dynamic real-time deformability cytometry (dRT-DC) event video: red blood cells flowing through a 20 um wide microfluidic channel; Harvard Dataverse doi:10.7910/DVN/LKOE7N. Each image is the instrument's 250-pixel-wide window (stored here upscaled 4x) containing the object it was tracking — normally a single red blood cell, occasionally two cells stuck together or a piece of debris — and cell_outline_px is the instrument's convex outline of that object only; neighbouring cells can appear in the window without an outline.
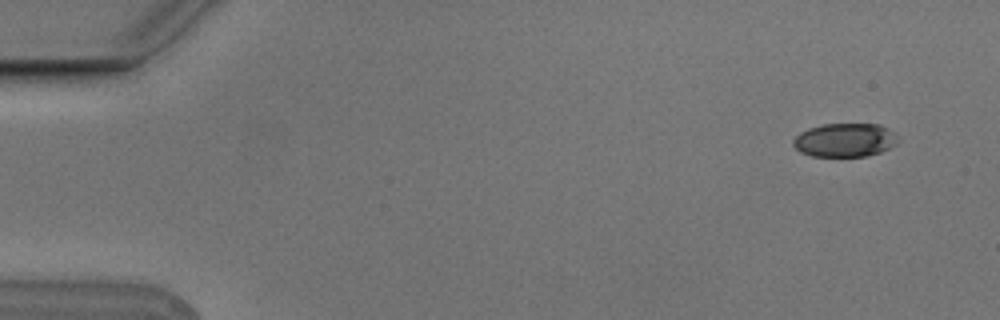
{"species": "Egyptian fruit bat (a non-hibernating species)", "species_latin": "Rousettus aegyptiacus", "temperature_condition": "cold", "stored_images_in_passage": 6, "camera_frame_rate_fps": 3000, "um_per_image_px": 0.085, "animal": {"sex": "male"}, "frame": {"image": 1, "passage_image": 1, "time_ms": 0.0, "image_size_px": [1000, 320], "cell_outline_px": [[900, 140], [896, 144], [880, 152], [864, 156], [812, 156], [800, 152], [792, 144], [792, 140], [800, 132], [808, 128], [824, 124], [880, 124], [896, 132]], "centroid_in_image_um": [71.83, 11.89], "position_along_channel_um": 13.2, "area_um2": 20.69}}